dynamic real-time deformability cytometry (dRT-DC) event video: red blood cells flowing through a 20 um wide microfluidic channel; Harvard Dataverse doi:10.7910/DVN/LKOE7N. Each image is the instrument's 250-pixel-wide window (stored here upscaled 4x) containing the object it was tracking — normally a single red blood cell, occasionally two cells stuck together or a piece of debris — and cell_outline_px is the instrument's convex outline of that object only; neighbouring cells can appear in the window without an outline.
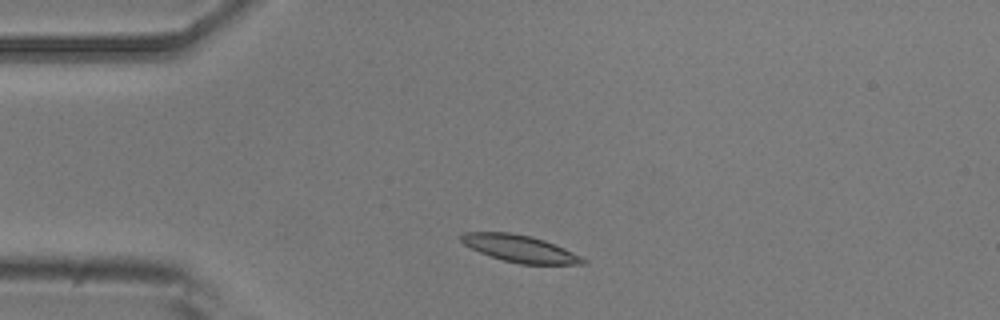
{"species": "common noctule bat (a hibernating species)", "species_latin": "Nyctalus noctula", "temperature_condition": "room temperature", "stored_images_in_passage": 4, "camera_frame_rate_fps": 3000, "um_per_image_px": 0.085, "animal": {"sex": "male", "body_mass_g": 20.5, "forearm_length_mm": 52.5}, "frame": {"image": 1, "passage_image": 2, "time_ms": 1.0, "image_size_px": [1000, 320], "cell_outline_px": [[588, 264], [520, 264], [504, 260], [480, 252], [464, 244], [460, 240], [460, 236], [464, 232], [508, 232], [532, 236], [544, 240], [564, 248], [588, 260]], "centroid_in_image_um": [44.21, 21.13], "position_along_channel_um": 40.8, "area_um2": 19.02}}
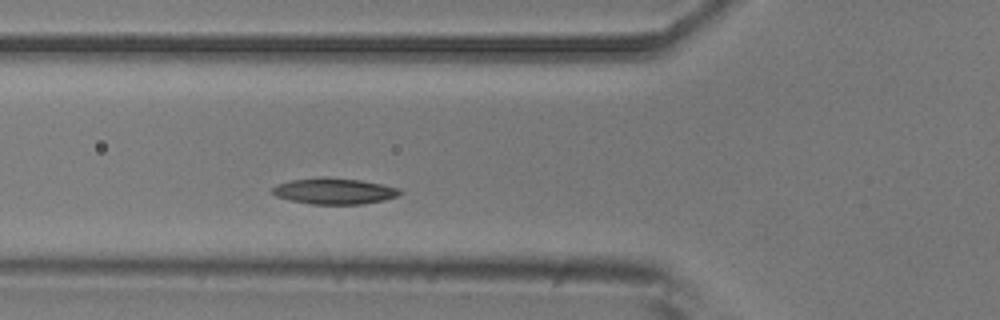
{"frame": {"image": 2, "passage_image": 4, "time_ms": 3.333, "image_size_px": [1000, 320], "cell_outline_px": [[404, 192], [396, 196], [384, 200], [360, 204], [312, 204], [288, 200], [276, 196], [272, 192], [272, 188], [276, 184], [288, 180], [324, 176], [360, 180], [400, 188]], "centroid_in_image_um": [28.37, 16.23], "position_along_channel_um": 97.4, "area_um2": 19.54}}